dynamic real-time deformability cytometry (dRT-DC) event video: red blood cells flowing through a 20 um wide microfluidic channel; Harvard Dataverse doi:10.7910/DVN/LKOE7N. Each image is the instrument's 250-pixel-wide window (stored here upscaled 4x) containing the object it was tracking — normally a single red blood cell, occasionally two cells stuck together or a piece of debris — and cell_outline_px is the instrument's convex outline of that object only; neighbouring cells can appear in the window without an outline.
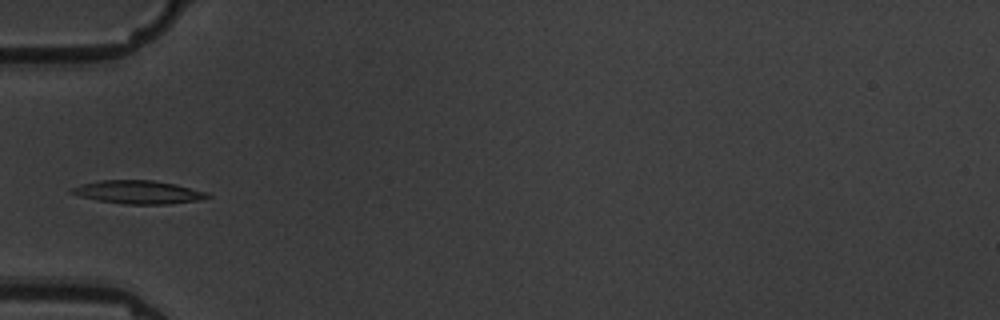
{"species": "common noctule bat (a hibernating species)", "species_latin": "Nyctalus noctula", "temperature_condition": "warm", "stored_images_in_passage": 15, "camera_frame_rate_fps": 3000, "um_per_image_px": 0.085, "animal": {"sex": "male", "body_mass_g": 19.5, "forearm_length_mm": 54.6}, "frame": {"image": 1, "passage_image": 5, "time_ms": 5.333, "image_size_px": [1000, 320], "cell_outline_px": [[212, 196], [196, 200], [168, 204], [124, 204], [96, 200], [80, 196], [72, 192], [72, 188], [80, 184], [100, 180], [152, 180], [176, 184], [208, 192]], "centroid_in_image_um": [11.77, 16.33], "position_along_channel_um": 73.2, "area_um2": 18.26}}
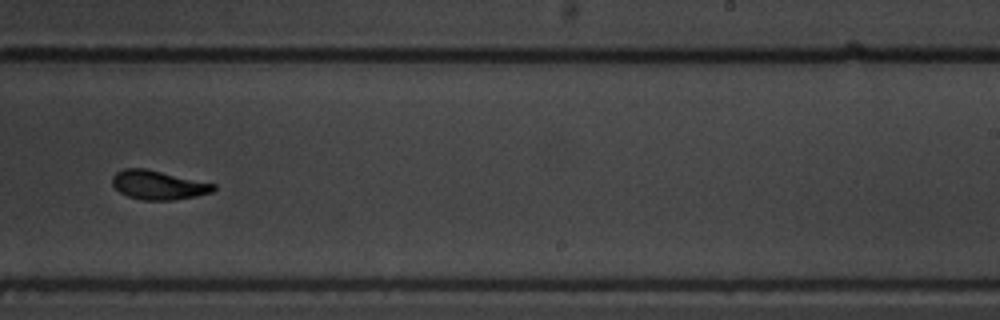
{"frame": {"image": 2, "passage_image": 10, "time_ms": 11.0, "image_size_px": [1000, 320], "cell_outline_px": [[216, 188], [212, 192], [196, 196], [172, 200], [144, 200], [128, 196], [120, 192], [112, 184], [112, 176], [116, 172], [124, 168], [144, 168], [216, 184]], "centroid_in_image_um": [13.44, 15.72], "position_along_channel_um": 275.6, "area_um2": 16.99}}
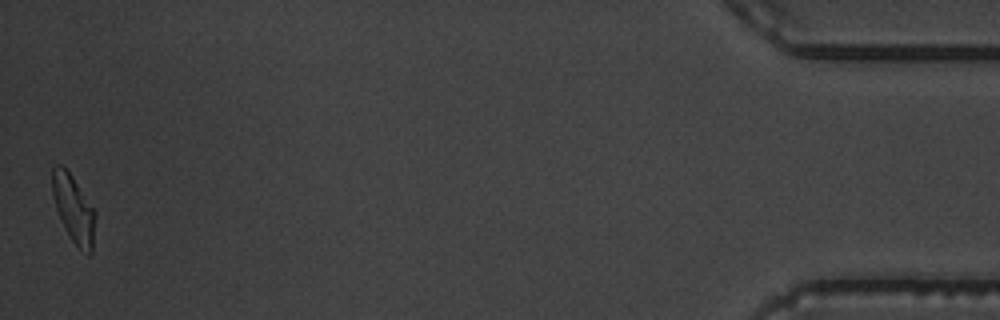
{"frame": {"image": 3, "passage_image": 15, "time_ms": 17.667, "image_size_px": [1000, 320], "cell_outline_px": [[96, 212], [92, 252], [88, 256], [72, 240], [56, 208], [52, 196], [52, 168], [56, 164], [60, 164], [72, 176]], "centroid_in_image_um": [6.26, 17.74], "position_along_channel_um": 428.9, "area_um2": 16.53}, "authors_computed_cell_mechanics": {"area_um2": 17.7446, "velocity_mm_per_s": 3.5724, "shape_relaxation_time_tau1_ms": 4.6074, "shape_relaxation_time_tau2_ms": 2.5253, "deformation_change_tau1": 0.1449, "deformation_change_tau2": 0.0568}}